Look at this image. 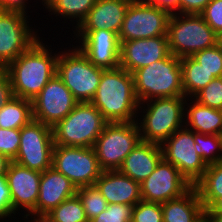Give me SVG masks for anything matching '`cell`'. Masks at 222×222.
<instances>
[{
  "instance_id": "cell-43",
  "label": "cell",
  "mask_w": 222,
  "mask_h": 222,
  "mask_svg": "<svg viewBox=\"0 0 222 222\" xmlns=\"http://www.w3.org/2000/svg\"><path fill=\"white\" fill-rule=\"evenodd\" d=\"M206 214H222V197L219 198L209 209L205 210Z\"/></svg>"
},
{
  "instance_id": "cell-21",
  "label": "cell",
  "mask_w": 222,
  "mask_h": 222,
  "mask_svg": "<svg viewBox=\"0 0 222 222\" xmlns=\"http://www.w3.org/2000/svg\"><path fill=\"white\" fill-rule=\"evenodd\" d=\"M132 0H96L86 18L75 30L106 29L118 34Z\"/></svg>"
},
{
  "instance_id": "cell-22",
  "label": "cell",
  "mask_w": 222,
  "mask_h": 222,
  "mask_svg": "<svg viewBox=\"0 0 222 222\" xmlns=\"http://www.w3.org/2000/svg\"><path fill=\"white\" fill-rule=\"evenodd\" d=\"M162 159L159 144L141 141L124 159L118 171L141 184Z\"/></svg>"
},
{
  "instance_id": "cell-51",
  "label": "cell",
  "mask_w": 222,
  "mask_h": 222,
  "mask_svg": "<svg viewBox=\"0 0 222 222\" xmlns=\"http://www.w3.org/2000/svg\"><path fill=\"white\" fill-rule=\"evenodd\" d=\"M6 11L0 6V17L5 13Z\"/></svg>"
},
{
  "instance_id": "cell-50",
  "label": "cell",
  "mask_w": 222,
  "mask_h": 222,
  "mask_svg": "<svg viewBox=\"0 0 222 222\" xmlns=\"http://www.w3.org/2000/svg\"><path fill=\"white\" fill-rule=\"evenodd\" d=\"M5 72V67L0 64V76Z\"/></svg>"
},
{
  "instance_id": "cell-26",
  "label": "cell",
  "mask_w": 222,
  "mask_h": 222,
  "mask_svg": "<svg viewBox=\"0 0 222 222\" xmlns=\"http://www.w3.org/2000/svg\"><path fill=\"white\" fill-rule=\"evenodd\" d=\"M181 69L183 92L186 98H193L216 78L213 73H209L192 56L181 58Z\"/></svg>"
},
{
  "instance_id": "cell-32",
  "label": "cell",
  "mask_w": 222,
  "mask_h": 222,
  "mask_svg": "<svg viewBox=\"0 0 222 222\" xmlns=\"http://www.w3.org/2000/svg\"><path fill=\"white\" fill-rule=\"evenodd\" d=\"M192 57L209 73H213L215 77H222V41L195 53Z\"/></svg>"
},
{
  "instance_id": "cell-36",
  "label": "cell",
  "mask_w": 222,
  "mask_h": 222,
  "mask_svg": "<svg viewBox=\"0 0 222 222\" xmlns=\"http://www.w3.org/2000/svg\"><path fill=\"white\" fill-rule=\"evenodd\" d=\"M20 145V129L0 128V153L13 161Z\"/></svg>"
},
{
  "instance_id": "cell-37",
  "label": "cell",
  "mask_w": 222,
  "mask_h": 222,
  "mask_svg": "<svg viewBox=\"0 0 222 222\" xmlns=\"http://www.w3.org/2000/svg\"><path fill=\"white\" fill-rule=\"evenodd\" d=\"M200 15L222 39V0H211Z\"/></svg>"
},
{
  "instance_id": "cell-2",
  "label": "cell",
  "mask_w": 222,
  "mask_h": 222,
  "mask_svg": "<svg viewBox=\"0 0 222 222\" xmlns=\"http://www.w3.org/2000/svg\"><path fill=\"white\" fill-rule=\"evenodd\" d=\"M91 103L107 122L136 121L140 102L135 93L133 74L120 66L103 70Z\"/></svg>"
},
{
  "instance_id": "cell-15",
  "label": "cell",
  "mask_w": 222,
  "mask_h": 222,
  "mask_svg": "<svg viewBox=\"0 0 222 222\" xmlns=\"http://www.w3.org/2000/svg\"><path fill=\"white\" fill-rule=\"evenodd\" d=\"M78 102L55 74L32 100L33 119L51 128L64 119Z\"/></svg>"
},
{
  "instance_id": "cell-27",
  "label": "cell",
  "mask_w": 222,
  "mask_h": 222,
  "mask_svg": "<svg viewBox=\"0 0 222 222\" xmlns=\"http://www.w3.org/2000/svg\"><path fill=\"white\" fill-rule=\"evenodd\" d=\"M204 210L222 197V161L207 165L203 176L194 184Z\"/></svg>"
},
{
  "instance_id": "cell-1",
  "label": "cell",
  "mask_w": 222,
  "mask_h": 222,
  "mask_svg": "<svg viewBox=\"0 0 222 222\" xmlns=\"http://www.w3.org/2000/svg\"><path fill=\"white\" fill-rule=\"evenodd\" d=\"M47 33L48 38L42 35L5 68L11 79L14 96L32 101L56 74L59 55L56 48L59 44L56 47L53 42L48 43L51 36Z\"/></svg>"
},
{
  "instance_id": "cell-39",
  "label": "cell",
  "mask_w": 222,
  "mask_h": 222,
  "mask_svg": "<svg viewBox=\"0 0 222 222\" xmlns=\"http://www.w3.org/2000/svg\"><path fill=\"white\" fill-rule=\"evenodd\" d=\"M33 0H0V6L5 10V11H18V12H22L25 13L27 15H29V13H36V16L38 14V16L40 15V13H37V9L41 10V6L36 5L38 3H32ZM32 3V5L30 4ZM34 5V6H33ZM36 6V7H35ZM33 11H32V9ZM37 9H35V8ZM39 7V8H38ZM31 9V10H30ZM30 10V11H29ZM29 12V13H28Z\"/></svg>"
},
{
  "instance_id": "cell-17",
  "label": "cell",
  "mask_w": 222,
  "mask_h": 222,
  "mask_svg": "<svg viewBox=\"0 0 222 222\" xmlns=\"http://www.w3.org/2000/svg\"><path fill=\"white\" fill-rule=\"evenodd\" d=\"M41 174L42 172L21 166L14 161L10 162L6 178L12 198L13 214L18 218L36 216Z\"/></svg>"
},
{
  "instance_id": "cell-44",
  "label": "cell",
  "mask_w": 222,
  "mask_h": 222,
  "mask_svg": "<svg viewBox=\"0 0 222 222\" xmlns=\"http://www.w3.org/2000/svg\"><path fill=\"white\" fill-rule=\"evenodd\" d=\"M11 160H9L6 156L0 153V176L5 175L7 173L8 166Z\"/></svg>"
},
{
  "instance_id": "cell-40",
  "label": "cell",
  "mask_w": 222,
  "mask_h": 222,
  "mask_svg": "<svg viewBox=\"0 0 222 222\" xmlns=\"http://www.w3.org/2000/svg\"><path fill=\"white\" fill-rule=\"evenodd\" d=\"M211 0H180L179 13L200 14Z\"/></svg>"
},
{
  "instance_id": "cell-13",
  "label": "cell",
  "mask_w": 222,
  "mask_h": 222,
  "mask_svg": "<svg viewBox=\"0 0 222 222\" xmlns=\"http://www.w3.org/2000/svg\"><path fill=\"white\" fill-rule=\"evenodd\" d=\"M160 147L162 158L174 165L192 186L205 173L207 165L195 150L194 131L184 126L176 130Z\"/></svg>"
},
{
  "instance_id": "cell-10",
  "label": "cell",
  "mask_w": 222,
  "mask_h": 222,
  "mask_svg": "<svg viewBox=\"0 0 222 222\" xmlns=\"http://www.w3.org/2000/svg\"><path fill=\"white\" fill-rule=\"evenodd\" d=\"M52 167L76 188L94 185L103 172L93 147L54 145Z\"/></svg>"
},
{
  "instance_id": "cell-16",
  "label": "cell",
  "mask_w": 222,
  "mask_h": 222,
  "mask_svg": "<svg viewBox=\"0 0 222 222\" xmlns=\"http://www.w3.org/2000/svg\"><path fill=\"white\" fill-rule=\"evenodd\" d=\"M191 187L180 171L162 158L153 173L140 184L141 199L162 204L182 196Z\"/></svg>"
},
{
  "instance_id": "cell-19",
  "label": "cell",
  "mask_w": 222,
  "mask_h": 222,
  "mask_svg": "<svg viewBox=\"0 0 222 222\" xmlns=\"http://www.w3.org/2000/svg\"><path fill=\"white\" fill-rule=\"evenodd\" d=\"M77 188L63 174L53 167L41 174L36 216H45L64 200L76 195Z\"/></svg>"
},
{
  "instance_id": "cell-34",
  "label": "cell",
  "mask_w": 222,
  "mask_h": 222,
  "mask_svg": "<svg viewBox=\"0 0 222 222\" xmlns=\"http://www.w3.org/2000/svg\"><path fill=\"white\" fill-rule=\"evenodd\" d=\"M134 205L108 204L107 209L93 218L90 222H131Z\"/></svg>"
},
{
  "instance_id": "cell-47",
  "label": "cell",
  "mask_w": 222,
  "mask_h": 222,
  "mask_svg": "<svg viewBox=\"0 0 222 222\" xmlns=\"http://www.w3.org/2000/svg\"><path fill=\"white\" fill-rule=\"evenodd\" d=\"M196 222H212L211 218L204 212Z\"/></svg>"
},
{
  "instance_id": "cell-11",
  "label": "cell",
  "mask_w": 222,
  "mask_h": 222,
  "mask_svg": "<svg viewBox=\"0 0 222 222\" xmlns=\"http://www.w3.org/2000/svg\"><path fill=\"white\" fill-rule=\"evenodd\" d=\"M53 148L52 128L32 119L20 129L19 150L13 161L29 169L44 172L52 167Z\"/></svg>"
},
{
  "instance_id": "cell-31",
  "label": "cell",
  "mask_w": 222,
  "mask_h": 222,
  "mask_svg": "<svg viewBox=\"0 0 222 222\" xmlns=\"http://www.w3.org/2000/svg\"><path fill=\"white\" fill-rule=\"evenodd\" d=\"M76 195L84 207L88 221H91L107 209V200L95 185L77 188Z\"/></svg>"
},
{
  "instance_id": "cell-18",
  "label": "cell",
  "mask_w": 222,
  "mask_h": 222,
  "mask_svg": "<svg viewBox=\"0 0 222 222\" xmlns=\"http://www.w3.org/2000/svg\"><path fill=\"white\" fill-rule=\"evenodd\" d=\"M170 54L167 35L120 42V67L133 74Z\"/></svg>"
},
{
  "instance_id": "cell-48",
  "label": "cell",
  "mask_w": 222,
  "mask_h": 222,
  "mask_svg": "<svg viewBox=\"0 0 222 222\" xmlns=\"http://www.w3.org/2000/svg\"><path fill=\"white\" fill-rule=\"evenodd\" d=\"M28 222L24 217H20V218H18V220L16 219V220H12V221H9V222Z\"/></svg>"
},
{
  "instance_id": "cell-6",
  "label": "cell",
  "mask_w": 222,
  "mask_h": 222,
  "mask_svg": "<svg viewBox=\"0 0 222 222\" xmlns=\"http://www.w3.org/2000/svg\"><path fill=\"white\" fill-rule=\"evenodd\" d=\"M166 35L170 53L178 58L193 56L221 42L200 14H171Z\"/></svg>"
},
{
  "instance_id": "cell-33",
  "label": "cell",
  "mask_w": 222,
  "mask_h": 222,
  "mask_svg": "<svg viewBox=\"0 0 222 222\" xmlns=\"http://www.w3.org/2000/svg\"><path fill=\"white\" fill-rule=\"evenodd\" d=\"M193 98L202 105L220 110L222 108V77L214 78Z\"/></svg>"
},
{
  "instance_id": "cell-29",
  "label": "cell",
  "mask_w": 222,
  "mask_h": 222,
  "mask_svg": "<svg viewBox=\"0 0 222 222\" xmlns=\"http://www.w3.org/2000/svg\"><path fill=\"white\" fill-rule=\"evenodd\" d=\"M195 150L206 165L222 161V135L194 132Z\"/></svg>"
},
{
  "instance_id": "cell-14",
  "label": "cell",
  "mask_w": 222,
  "mask_h": 222,
  "mask_svg": "<svg viewBox=\"0 0 222 222\" xmlns=\"http://www.w3.org/2000/svg\"><path fill=\"white\" fill-rule=\"evenodd\" d=\"M67 35L96 67L106 70L120 66V40L115 32L106 29L74 30Z\"/></svg>"
},
{
  "instance_id": "cell-46",
  "label": "cell",
  "mask_w": 222,
  "mask_h": 222,
  "mask_svg": "<svg viewBox=\"0 0 222 222\" xmlns=\"http://www.w3.org/2000/svg\"><path fill=\"white\" fill-rule=\"evenodd\" d=\"M212 222H222V214H207Z\"/></svg>"
},
{
  "instance_id": "cell-45",
  "label": "cell",
  "mask_w": 222,
  "mask_h": 222,
  "mask_svg": "<svg viewBox=\"0 0 222 222\" xmlns=\"http://www.w3.org/2000/svg\"><path fill=\"white\" fill-rule=\"evenodd\" d=\"M28 222H52L46 216H26L24 217Z\"/></svg>"
},
{
  "instance_id": "cell-4",
  "label": "cell",
  "mask_w": 222,
  "mask_h": 222,
  "mask_svg": "<svg viewBox=\"0 0 222 222\" xmlns=\"http://www.w3.org/2000/svg\"><path fill=\"white\" fill-rule=\"evenodd\" d=\"M185 96L155 98L142 102L137 124L141 141L161 145L176 130L184 127Z\"/></svg>"
},
{
  "instance_id": "cell-42",
  "label": "cell",
  "mask_w": 222,
  "mask_h": 222,
  "mask_svg": "<svg viewBox=\"0 0 222 222\" xmlns=\"http://www.w3.org/2000/svg\"><path fill=\"white\" fill-rule=\"evenodd\" d=\"M150 5L164 9L170 14L179 13L180 0H145Z\"/></svg>"
},
{
  "instance_id": "cell-28",
  "label": "cell",
  "mask_w": 222,
  "mask_h": 222,
  "mask_svg": "<svg viewBox=\"0 0 222 222\" xmlns=\"http://www.w3.org/2000/svg\"><path fill=\"white\" fill-rule=\"evenodd\" d=\"M33 119L32 101L21 97L0 106V128L21 129Z\"/></svg>"
},
{
  "instance_id": "cell-8",
  "label": "cell",
  "mask_w": 222,
  "mask_h": 222,
  "mask_svg": "<svg viewBox=\"0 0 222 222\" xmlns=\"http://www.w3.org/2000/svg\"><path fill=\"white\" fill-rule=\"evenodd\" d=\"M33 16L18 11H6L0 17V64L5 68L42 35L47 37L43 28L44 23L39 22V25L34 23L36 20L43 19L42 15L39 19H36L38 16L34 17L35 20H32ZM41 25L42 30L39 28Z\"/></svg>"
},
{
  "instance_id": "cell-38",
  "label": "cell",
  "mask_w": 222,
  "mask_h": 222,
  "mask_svg": "<svg viewBox=\"0 0 222 222\" xmlns=\"http://www.w3.org/2000/svg\"><path fill=\"white\" fill-rule=\"evenodd\" d=\"M15 219L18 218L13 214L12 198L5 174L0 176V222Z\"/></svg>"
},
{
  "instance_id": "cell-12",
  "label": "cell",
  "mask_w": 222,
  "mask_h": 222,
  "mask_svg": "<svg viewBox=\"0 0 222 222\" xmlns=\"http://www.w3.org/2000/svg\"><path fill=\"white\" fill-rule=\"evenodd\" d=\"M170 15L145 0H132L118 33L120 42L166 35Z\"/></svg>"
},
{
  "instance_id": "cell-25",
  "label": "cell",
  "mask_w": 222,
  "mask_h": 222,
  "mask_svg": "<svg viewBox=\"0 0 222 222\" xmlns=\"http://www.w3.org/2000/svg\"><path fill=\"white\" fill-rule=\"evenodd\" d=\"M163 222H196L205 212L194 186L182 196L161 204Z\"/></svg>"
},
{
  "instance_id": "cell-35",
  "label": "cell",
  "mask_w": 222,
  "mask_h": 222,
  "mask_svg": "<svg viewBox=\"0 0 222 222\" xmlns=\"http://www.w3.org/2000/svg\"><path fill=\"white\" fill-rule=\"evenodd\" d=\"M131 222H163L161 204L139 201L134 205Z\"/></svg>"
},
{
  "instance_id": "cell-41",
  "label": "cell",
  "mask_w": 222,
  "mask_h": 222,
  "mask_svg": "<svg viewBox=\"0 0 222 222\" xmlns=\"http://www.w3.org/2000/svg\"><path fill=\"white\" fill-rule=\"evenodd\" d=\"M14 97L9 74L5 71L0 76V106L7 104Z\"/></svg>"
},
{
  "instance_id": "cell-20",
  "label": "cell",
  "mask_w": 222,
  "mask_h": 222,
  "mask_svg": "<svg viewBox=\"0 0 222 222\" xmlns=\"http://www.w3.org/2000/svg\"><path fill=\"white\" fill-rule=\"evenodd\" d=\"M108 204L135 205L141 201L140 184L115 171H103L94 184Z\"/></svg>"
},
{
  "instance_id": "cell-30",
  "label": "cell",
  "mask_w": 222,
  "mask_h": 222,
  "mask_svg": "<svg viewBox=\"0 0 222 222\" xmlns=\"http://www.w3.org/2000/svg\"><path fill=\"white\" fill-rule=\"evenodd\" d=\"M45 216L52 222H88L84 207L77 195L64 200Z\"/></svg>"
},
{
  "instance_id": "cell-49",
  "label": "cell",
  "mask_w": 222,
  "mask_h": 222,
  "mask_svg": "<svg viewBox=\"0 0 222 222\" xmlns=\"http://www.w3.org/2000/svg\"><path fill=\"white\" fill-rule=\"evenodd\" d=\"M47 0H34L33 2L35 3H38V5L40 4V6L42 5L43 6V4L46 2Z\"/></svg>"
},
{
  "instance_id": "cell-9",
  "label": "cell",
  "mask_w": 222,
  "mask_h": 222,
  "mask_svg": "<svg viewBox=\"0 0 222 222\" xmlns=\"http://www.w3.org/2000/svg\"><path fill=\"white\" fill-rule=\"evenodd\" d=\"M140 142V130L136 121L107 122L93 147L101 169L118 170Z\"/></svg>"
},
{
  "instance_id": "cell-3",
  "label": "cell",
  "mask_w": 222,
  "mask_h": 222,
  "mask_svg": "<svg viewBox=\"0 0 222 222\" xmlns=\"http://www.w3.org/2000/svg\"><path fill=\"white\" fill-rule=\"evenodd\" d=\"M62 37L64 38V36L59 38L61 42L57 48L59 55L56 74L78 103L91 102L104 69L92 64L80 49L69 41L68 37L65 38L67 39L65 42Z\"/></svg>"
},
{
  "instance_id": "cell-7",
  "label": "cell",
  "mask_w": 222,
  "mask_h": 222,
  "mask_svg": "<svg viewBox=\"0 0 222 222\" xmlns=\"http://www.w3.org/2000/svg\"><path fill=\"white\" fill-rule=\"evenodd\" d=\"M107 121L91 102L77 103L54 127V145L94 147Z\"/></svg>"
},
{
  "instance_id": "cell-5",
  "label": "cell",
  "mask_w": 222,
  "mask_h": 222,
  "mask_svg": "<svg viewBox=\"0 0 222 222\" xmlns=\"http://www.w3.org/2000/svg\"><path fill=\"white\" fill-rule=\"evenodd\" d=\"M133 78L140 103L155 98L184 96L181 58L173 54L136 70Z\"/></svg>"
},
{
  "instance_id": "cell-24",
  "label": "cell",
  "mask_w": 222,
  "mask_h": 222,
  "mask_svg": "<svg viewBox=\"0 0 222 222\" xmlns=\"http://www.w3.org/2000/svg\"><path fill=\"white\" fill-rule=\"evenodd\" d=\"M184 126L197 133L222 135V112L202 105L194 98H187Z\"/></svg>"
},
{
  "instance_id": "cell-23",
  "label": "cell",
  "mask_w": 222,
  "mask_h": 222,
  "mask_svg": "<svg viewBox=\"0 0 222 222\" xmlns=\"http://www.w3.org/2000/svg\"><path fill=\"white\" fill-rule=\"evenodd\" d=\"M95 2L96 0H47L43 4V6H41V9L45 11L44 14L49 12L48 15L49 18L52 19L51 22L56 18L55 21L59 20L60 24L63 23L62 27L61 25L56 27V28L58 27L61 28V32H59L60 34L56 33V37L58 35L66 37L65 36L67 35L66 32L67 33L68 32L71 33V31L73 32L80 25V23L86 18L92 7L95 5ZM62 19L64 21H62ZM68 25L69 27H67ZM63 28L68 29V31L67 30L64 31V35L62 33Z\"/></svg>"
}]
</instances>
